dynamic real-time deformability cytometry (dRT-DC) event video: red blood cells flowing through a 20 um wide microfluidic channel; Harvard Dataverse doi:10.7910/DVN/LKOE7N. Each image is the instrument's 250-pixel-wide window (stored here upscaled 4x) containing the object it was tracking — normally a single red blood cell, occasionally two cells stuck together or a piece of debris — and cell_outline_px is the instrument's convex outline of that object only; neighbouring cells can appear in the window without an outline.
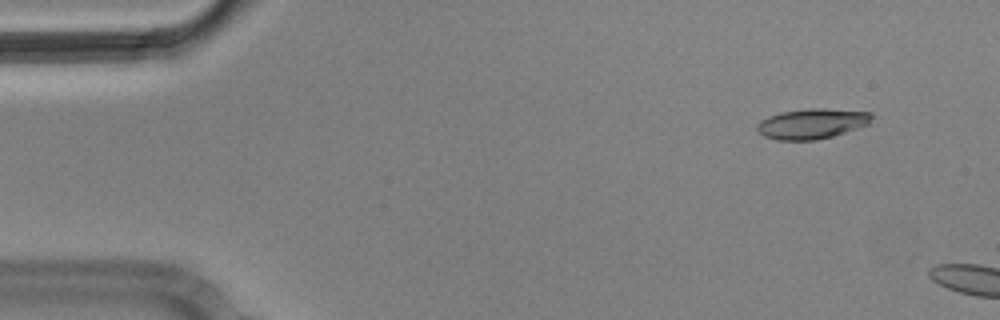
{"species": "Egyptian fruit bat (a non-hibernating species)", "species_latin": "Rousettus aegyptiacus", "temperature_condition": "cold", "stored_images_in_passage": 3, "camera_frame_rate_fps": 3000, "um_per_image_px": 0.085, "animal": {"sex": "male"}, "frame": {"image": 1, "passage_image": 1, "time_ms": 0.0, "image_size_px": [1000, 320], "cell_outline_px": [[872, 116], [868, 124], [832, 136], [816, 140], [776, 140], [764, 136], [756, 128], [756, 124], [760, 120], [768, 116], [784, 112], [808, 108], [824, 108], [872, 112]], "centroid_in_image_um": [68.99, 10.51], "position_along_channel_um": 16.0, "area_um2": 20.06}}